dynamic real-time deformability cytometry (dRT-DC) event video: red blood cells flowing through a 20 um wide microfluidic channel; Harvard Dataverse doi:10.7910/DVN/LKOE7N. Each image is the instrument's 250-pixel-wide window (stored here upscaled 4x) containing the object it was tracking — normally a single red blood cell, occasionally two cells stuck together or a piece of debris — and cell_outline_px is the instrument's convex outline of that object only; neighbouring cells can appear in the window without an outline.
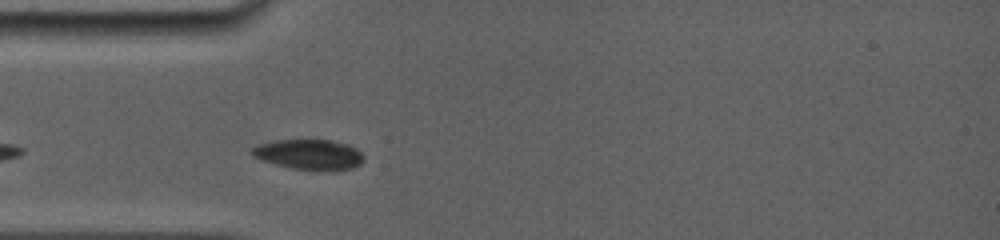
{"species": "common noctule bat (a hibernating species)", "species_latin": "Nyctalus noctula", "temperature_condition": "room temperature", "stored_images_in_passage": 9, "camera_frame_rate_fps": 5000, "um_per_image_px": 0.085, "animal": {"sex": "female", "body_mass_g": 19.0, "forearm_length_mm": 56.7}, "frame": {"image": 1, "passage_image": 3, "time_ms": 0.6, "image_size_px": [1000, 240], "cell_outline_px": [[364, 160], [360, 164], [352, 168], [336, 172], [332, 172], [292, 168], [264, 160], [252, 156], [252, 148], [260, 144], [276, 140], [332, 140], [348, 144], [356, 148], [364, 156]], "centroid_in_image_um": [26.36, 13.15], "position_along_channel_um": 58.6, "area_um2": 19.77}}